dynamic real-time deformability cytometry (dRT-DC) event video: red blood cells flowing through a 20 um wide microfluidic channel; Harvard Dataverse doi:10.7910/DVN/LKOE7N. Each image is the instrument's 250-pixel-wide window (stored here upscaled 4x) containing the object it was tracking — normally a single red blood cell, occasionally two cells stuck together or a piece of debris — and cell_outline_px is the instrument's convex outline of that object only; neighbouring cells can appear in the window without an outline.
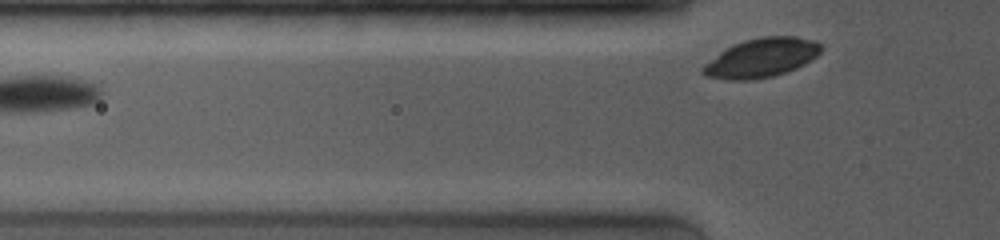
{"species": "common noctule bat (a hibernating species)", "species_latin": "Nyctalus noctula", "temperature_condition": "room temperature", "stored_images_in_passage": 6, "segment_of_instrument_passage": [2, 2], "camera_frame_rate_fps": 4000, "um_per_image_px": 0.085, "animal": {"sex": "female", "body_mass_g": 19.0, "forearm_length_mm": 53.3}, "frame": {"image": 1, "passage_image": 6, "time_ms": 3.75, "image_size_px": [1000, 240], "cell_outline_px": [[824, 48], [816, 56], [804, 64], [796, 68], [772, 76], [752, 80], [724, 80], [708, 76], [700, 72], [700, 68], [704, 64], [720, 52], [732, 44], [744, 40], [760, 36], [796, 36], [816, 40]], "centroid_in_image_um": [64.71, 4.9], "position_along_channel_um": 61.1, "area_um2": 27.05}}